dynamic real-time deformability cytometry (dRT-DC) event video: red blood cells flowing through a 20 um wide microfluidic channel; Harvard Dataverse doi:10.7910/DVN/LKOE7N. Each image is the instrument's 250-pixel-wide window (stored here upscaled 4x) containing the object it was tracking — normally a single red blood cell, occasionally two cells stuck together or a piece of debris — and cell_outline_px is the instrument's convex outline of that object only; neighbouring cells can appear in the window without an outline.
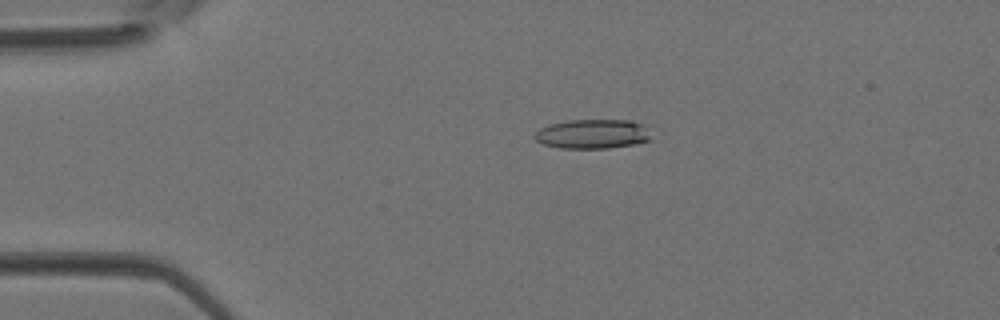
{"species": "Egyptian fruit bat (a non-hibernating species)", "species_latin": "Rousettus aegyptiacus", "temperature_condition": "room temperature", "stored_images_in_passage": 5, "camera_frame_rate_fps": 3000, "um_per_image_px": 0.085, "animal": {"sex": "female"}, "frame": {"image": 1, "passage_image": 3, "time_ms": 0.667, "image_size_px": [1000, 320], "cell_outline_px": [[648, 140], [636, 144], [608, 148], [560, 148], [544, 144], [536, 140], [532, 136], [540, 128], [548, 124], [568, 120], [632, 120], [644, 124], [648, 136]], "centroid_in_image_um": [50.32, 11.38], "position_along_channel_um": 34.7, "area_um2": 19.88}}
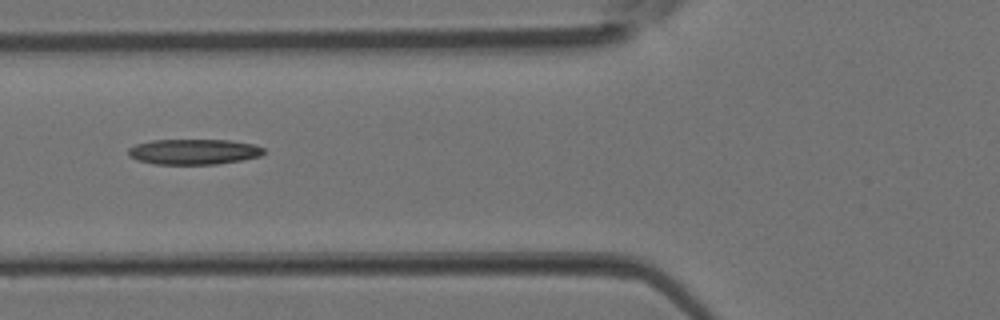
{"frame": {"image": 2, "passage_image": 5, "time_ms": 1.333, "image_size_px": [1000, 320], "cell_outline_px": [[264, 152], [260, 156], [240, 160], [216, 164], [156, 164], [136, 160], [128, 156], [128, 148], [136, 144], [152, 140], [232, 140], [252, 144], [264, 148]], "centroid_in_image_um": [16.43, 12.89], "position_along_channel_um": 109.4, "area_um2": 20.06}}